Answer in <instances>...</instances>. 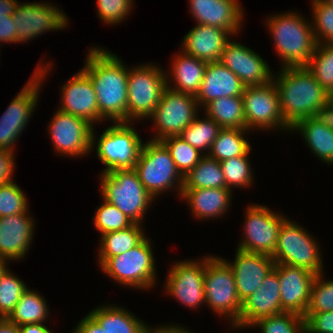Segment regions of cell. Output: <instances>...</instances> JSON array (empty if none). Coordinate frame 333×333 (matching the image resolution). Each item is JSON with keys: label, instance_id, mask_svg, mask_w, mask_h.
Returning a JSON list of instances; mask_svg holds the SVG:
<instances>
[{"label": "cell", "instance_id": "6da1fadb", "mask_svg": "<svg viewBox=\"0 0 333 333\" xmlns=\"http://www.w3.org/2000/svg\"><path fill=\"white\" fill-rule=\"evenodd\" d=\"M82 70L90 77L104 120L127 122L128 70L121 58L107 49L92 46Z\"/></svg>", "mask_w": 333, "mask_h": 333}, {"label": "cell", "instance_id": "7a4b0ae2", "mask_svg": "<svg viewBox=\"0 0 333 333\" xmlns=\"http://www.w3.org/2000/svg\"><path fill=\"white\" fill-rule=\"evenodd\" d=\"M273 80L279 93L284 121L292 127L297 121L314 117L325 106L329 93L307 67H280Z\"/></svg>", "mask_w": 333, "mask_h": 333}, {"label": "cell", "instance_id": "3957f363", "mask_svg": "<svg viewBox=\"0 0 333 333\" xmlns=\"http://www.w3.org/2000/svg\"><path fill=\"white\" fill-rule=\"evenodd\" d=\"M301 15L288 11L266 18L282 68L306 67L317 45L312 23Z\"/></svg>", "mask_w": 333, "mask_h": 333}, {"label": "cell", "instance_id": "277c9868", "mask_svg": "<svg viewBox=\"0 0 333 333\" xmlns=\"http://www.w3.org/2000/svg\"><path fill=\"white\" fill-rule=\"evenodd\" d=\"M100 178L99 190L103 199L115 205L132 222L142 225L154 199L139 180L137 171L118 169L101 173Z\"/></svg>", "mask_w": 333, "mask_h": 333}, {"label": "cell", "instance_id": "5b68a950", "mask_svg": "<svg viewBox=\"0 0 333 333\" xmlns=\"http://www.w3.org/2000/svg\"><path fill=\"white\" fill-rule=\"evenodd\" d=\"M134 169L144 188L154 200L174 187L181 197L184 177L161 141L148 140L142 144Z\"/></svg>", "mask_w": 333, "mask_h": 333}, {"label": "cell", "instance_id": "8992f818", "mask_svg": "<svg viewBox=\"0 0 333 333\" xmlns=\"http://www.w3.org/2000/svg\"><path fill=\"white\" fill-rule=\"evenodd\" d=\"M45 61L41 63L33 72L21 91L11 101L3 115L0 117V150L15 152V143L22 131L25 130L32 113L36 110L41 85H43L46 75L51 70L53 64ZM35 109V110H34ZM24 129V130H23Z\"/></svg>", "mask_w": 333, "mask_h": 333}, {"label": "cell", "instance_id": "52a82bcc", "mask_svg": "<svg viewBox=\"0 0 333 333\" xmlns=\"http://www.w3.org/2000/svg\"><path fill=\"white\" fill-rule=\"evenodd\" d=\"M152 239L145 237L137 246L127 252L108 258L100 269L113 281L136 289L154 288L157 283Z\"/></svg>", "mask_w": 333, "mask_h": 333}, {"label": "cell", "instance_id": "ba28073f", "mask_svg": "<svg viewBox=\"0 0 333 333\" xmlns=\"http://www.w3.org/2000/svg\"><path fill=\"white\" fill-rule=\"evenodd\" d=\"M94 129L91 149L96 145L97 157L105 166L102 173L135 167L143 141L131 122H114L102 131L100 137H97L98 140Z\"/></svg>", "mask_w": 333, "mask_h": 333}, {"label": "cell", "instance_id": "9c48e42d", "mask_svg": "<svg viewBox=\"0 0 333 333\" xmlns=\"http://www.w3.org/2000/svg\"><path fill=\"white\" fill-rule=\"evenodd\" d=\"M318 241L298 223L286 218L279 229L272 258L275 263L306 268L314 274L324 270Z\"/></svg>", "mask_w": 333, "mask_h": 333}, {"label": "cell", "instance_id": "30bf717a", "mask_svg": "<svg viewBox=\"0 0 333 333\" xmlns=\"http://www.w3.org/2000/svg\"><path fill=\"white\" fill-rule=\"evenodd\" d=\"M153 64L132 66L128 70L127 122L148 119L167 87L166 72Z\"/></svg>", "mask_w": 333, "mask_h": 333}, {"label": "cell", "instance_id": "8fae6325", "mask_svg": "<svg viewBox=\"0 0 333 333\" xmlns=\"http://www.w3.org/2000/svg\"><path fill=\"white\" fill-rule=\"evenodd\" d=\"M205 303L217 315L224 316L234 327L239 322L242 302L230 266L222 257L213 256L205 263Z\"/></svg>", "mask_w": 333, "mask_h": 333}, {"label": "cell", "instance_id": "7c38bea8", "mask_svg": "<svg viewBox=\"0 0 333 333\" xmlns=\"http://www.w3.org/2000/svg\"><path fill=\"white\" fill-rule=\"evenodd\" d=\"M198 108L200 109L195 96L166 87L149 117L156 128L155 137L151 140L161 141L169 136L180 135L197 117Z\"/></svg>", "mask_w": 333, "mask_h": 333}, {"label": "cell", "instance_id": "4fadbf2b", "mask_svg": "<svg viewBox=\"0 0 333 333\" xmlns=\"http://www.w3.org/2000/svg\"><path fill=\"white\" fill-rule=\"evenodd\" d=\"M242 99L247 130L291 129L282 116L274 80L261 86L245 87Z\"/></svg>", "mask_w": 333, "mask_h": 333}, {"label": "cell", "instance_id": "5bb4252c", "mask_svg": "<svg viewBox=\"0 0 333 333\" xmlns=\"http://www.w3.org/2000/svg\"><path fill=\"white\" fill-rule=\"evenodd\" d=\"M245 212L244 233L238 245L239 250L250 253L273 255L277 244L279 229L287 218L276 214L265 205L250 204Z\"/></svg>", "mask_w": 333, "mask_h": 333}, {"label": "cell", "instance_id": "9a60e30c", "mask_svg": "<svg viewBox=\"0 0 333 333\" xmlns=\"http://www.w3.org/2000/svg\"><path fill=\"white\" fill-rule=\"evenodd\" d=\"M212 256L194 261V259L177 261L169 268L166 277L165 292L184 306L200 308L205 303L204 275L205 263Z\"/></svg>", "mask_w": 333, "mask_h": 333}, {"label": "cell", "instance_id": "2e32d148", "mask_svg": "<svg viewBox=\"0 0 333 333\" xmlns=\"http://www.w3.org/2000/svg\"><path fill=\"white\" fill-rule=\"evenodd\" d=\"M94 127L83 118L57 110L48 125L54 151L71 158L87 156L93 151Z\"/></svg>", "mask_w": 333, "mask_h": 333}, {"label": "cell", "instance_id": "e0dca14e", "mask_svg": "<svg viewBox=\"0 0 333 333\" xmlns=\"http://www.w3.org/2000/svg\"><path fill=\"white\" fill-rule=\"evenodd\" d=\"M62 11L46 1L18 3L12 15L17 29V43L26 44L28 40L50 30H65L69 20Z\"/></svg>", "mask_w": 333, "mask_h": 333}, {"label": "cell", "instance_id": "ac0fdd59", "mask_svg": "<svg viewBox=\"0 0 333 333\" xmlns=\"http://www.w3.org/2000/svg\"><path fill=\"white\" fill-rule=\"evenodd\" d=\"M219 61L248 86H261L273 80V72L259 54L251 48L229 40Z\"/></svg>", "mask_w": 333, "mask_h": 333}, {"label": "cell", "instance_id": "d6986e66", "mask_svg": "<svg viewBox=\"0 0 333 333\" xmlns=\"http://www.w3.org/2000/svg\"><path fill=\"white\" fill-rule=\"evenodd\" d=\"M279 277L280 302L285 312L305 316L311 299V288L316 274L306 268L275 263Z\"/></svg>", "mask_w": 333, "mask_h": 333}, {"label": "cell", "instance_id": "ffe728a7", "mask_svg": "<svg viewBox=\"0 0 333 333\" xmlns=\"http://www.w3.org/2000/svg\"><path fill=\"white\" fill-rule=\"evenodd\" d=\"M60 89L62 96L58 110L83 118L93 126H96V122H105L99 114L92 81L82 69L68 79Z\"/></svg>", "mask_w": 333, "mask_h": 333}, {"label": "cell", "instance_id": "44dd1931", "mask_svg": "<svg viewBox=\"0 0 333 333\" xmlns=\"http://www.w3.org/2000/svg\"><path fill=\"white\" fill-rule=\"evenodd\" d=\"M233 262L223 259L232 269L236 290L241 302L253 294L264 278L274 269L275 261L271 255L244 252L237 249Z\"/></svg>", "mask_w": 333, "mask_h": 333}, {"label": "cell", "instance_id": "7402d4cb", "mask_svg": "<svg viewBox=\"0 0 333 333\" xmlns=\"http://www.w3.org/2000/svg\"><path fill=\"white\" fill-rule=\"evenodd\" d=\"M197 24L210 25L236 36L242 28L244 10L239 0H189Z\"/></svg>", "mask_w": 333, "mask_h": 333}, {"label": "cell", "instance_id": "603a6c76", "mask_svg": "<svg viewBox=\"0 0 333 333\" xmlns=\"http://www.w3.org/2000/svg\"><path fill=\"white\" fill-rule=\"evenodd\" d=\"M285 312L280 302V282L278 274L272 270L262 285L242 302L239 322L233 327L250 328L257 320Z\"/></svg>", "mask_w": 333, "mask_h": 333}, {"label": "cell", "instance_id": "cb8c5ba5", "mask_svg": "<svg viewBox=\"0 0 333 333\" xmlns=\"http://www.w3.org/2000/svg\"><path fill=\"white\" fill-rule=\"evenodd\" d=\"M34 223L36 222L29 210L22 214L0 217V257L11 262L25 258L32 245Z\"/></svg>", "mask_w": 333, "mask_h": 333}, {"label": "cell", "instance_id": "d4e9b609", "mask_svg": "<svg viewBox=\"0 0 333 333\" xmlns=\"http://www.w3.org/2000/svg\"><path fill=\"white\" fill-rule=\"evenodd\" d=\"M245 85L220 61L208 62L196 100L203 110L210 102L222 97H242Z\"/></svg>", "mask_w": 333, "mask_h": 333}, {"label": "cell", "instance_id": "484cf974", "mask_svg": "<svg viewBox=\"0 0 333 333\" xmlns=\"http://www.w3.org/2000/svg\"><path fill=\"white\" fill-rule=\"evenodd\" d=\"M232 35L221 28L197 24L182 39L185 54L205 62H218Z\"/></svg>", "mask_w": 333, "mask_h": 333}, {"label": "cell", "instance_id": "4316f807", "mask_svg": "<svg viewBox=\"0 0 333 333\" xmlns=\"http://www.w3.org/2000/svg\"><path fill=\"white\" fill-rule=\"evenodd\" d=\"M184 199L197 220L221 218L228 212L232 191L228 188L182 189Z\"/></svg>", "mask_w": 333, "mask_h": 333}, {"label": "cell", "instance_id": "83f0119b", "mask_svg": "<svg viewBox=\"0 0 333 333\" xmlns=\"http://www.w3.org/2000/svg\"><path fill=\"white\" fill-rule=\"evenodd\" d=\"M172 58L174 59L172 60L171 64V74H169V71L165 70L167 72V87L176 92L187 93L196 96L203 80L207 62L187 55L181 50ZM170 77L171 79H169ZM172 81L174 82L173 87L170 84Z\"/></svg>", "mask_w": 333, "mask_h": 333}, {"label": "cell", "instance_id": "f1b7e54d", "mask_svg": "<svg viewBox=\"0 0 333 333\" xmlns=\"http://www.w3.org/2000/svg\"><path fill=\"white\" fill-rule=\"evenodd\" d=\"M290 131L300 132L311 152L326 165H333V129L309 117L297 121Z\"/></svg>", "mask_w": 333, "mask_h": 333}, {"label": "cell", "instance_id": "f546056e", "mask_svg": "<svg viewBox=\"0 0 333 333\" xmlns=\"http://www.w3.org/2000/svg\"><path fill=\"white\" fill-rule=\"evenodd\" d=\"M89 314L105 329L106 333H146L148 325L120 305H100ZM145 323V324H144Z\"/></svg>", "mask_w": 333, "mask_h": 333}, {"label": "cell", "instance_id": "4dcf8cb0", "mask_svg": "<svg viewBox=\"0 0 333 333\" xmlns=\"http://www.w3.org/2000/svg\"><path fill=\"white\" fill-rule=\"evenodd\" d=\"M143 230L141 224L134 223L126 229L101 235L97 257L99 267L108 258L123 254L137 246L146 237Z\"/></svg>", "mask_w": 333, "mask_h": 333}, {"label": "cell", "instance_id": "1f68e13d", "mask_svg": "<svg viewBox=\"0 0 333 333\" xmlns=\"http://www.w3.org/2000/svg\"><path fill=\"white\" fill-rule=\"evenodd\" d=\"M204 112L221 128L246 129L242 97H222L210 102Z\"/></svg>", "mask_w": 333, "mask_h": 333}, {"label": "cell", "instance_id": "d6a6232c", "mask_svg": "<svg viewBox=\"0 0 333 333\" xmlns=\"http://www.w3.org/2000/svg\"><path fill=\"white\" fill-rule=\"evenodd\" d=\"M49 308L45 298L30 288L23 293L8 319L17 326L47 321Z\"/></svg>", "mask_w": 333, "mask_h": 333}, {"label": "cell", "instance_id": "836d02e7", "mask_svg": "<svg viewBox=\"0 0 333 333\" xmlns=\"http://www.w3.org/2000/svg\"><path fill=\"white\" fill-rule=\"evenodd\" d=\"M245 132H251L247 129H227L222 128L207 154L218 162L245 155L251 150L250 143L245 139Z\"/></svg>", "mask_w": 333, "mask_h": 333}, {"label": "cell", "instance_id": "e575fe53", "mask_svg": "<svg viewBox=\"0 0 333 333\" xmlns=\"http://www.w3.org/2000/svg\"><path fill=\"white\" fill-rule=\"evenodd\" d=\"M227 188L220 163L204 155L184 177L183 189Z\"/></svg>", "mask_w": 333, "mask_h": 333}, {"label": "cell", "instance_id": "d590c367", "mask_svg": "<svg viewBox=\"0 0 333 333\" xmlns=\"http://www.w3.org/2000/svg\"><path fill=\"white\" fill-rule=\"evenodd\" d=\"M203 114H205L204 118L197 115L193 122L179 136L201 153L205 151V155H207L222 128L206 113Z\"/></svg>", "mask_w": 333, "mask_h": 333}, {"label": "cell", "instance_id": "8d00e7d4", "mask_svg": "<svg viewBox=\"0 0 333 333\" xmlns=\"http://www.w3.org/2000/svg\"><path fill=\"white\" fill-rule=\"evenodd\" d=\"M168 149L180 174L185 177L205 155L178 136H169L161 140Z\"/></svg>", "mask_w": 333, "mask_h": 333}, {"label": "cell", "instance_id": "74e56055", "mask_svg": "<svg viewBox=\"0 0 333 333\" xmlns=\"http://www.w3.org/2000/svg\"><path fill=\"white\" fill-rule=\"evenodd\" d=\"M329 93H333V44H317L306 66Z\"/></svg>", "mask_w": 333, "mask_h": 333}, {"label": "cell", "instance_id": "f35d334b", "mask_svg": "<svg viewBox=\"0 0 333 333\" xmlns=\"http://www.w3.org/2000/svg\"><path fill=\"white\" fill-rule=\"evenodd\" d=\"M249 150L245 155L236 156L220 163L222 172L226 180V186L232 191L233 188L251 187L254 182L253 170L249 162Z\"/></svg>", "mask_w": 333, "mask_h": 333}, {"label": "cell", "instance_id": "ab89813d", "mask_svg": "<svg viewBox=\"0 0 333 333\" xmlns=\"http://www.w3.org/2000/svg\"><path fill=\"white\" fill-rule=\"evenodd\" d=\"M250 327H258L262 333H305V319L296 313L282 312L261 318Z\"/></svg>", "mask_w": 333, "mask_h": 333}, {"label": "cell", "instance_id": "60d3db41", "mask_svg": "<svg viewBox=\"0 0 333 333\" xmlns=\"http://www.w3.org/2000/svg\"><path fill=\"white\" fill-rule=\"evenodd\" d=\"M312 29L317 44H333V6L325 0H312Z\"/></svg>", "mask_w": 333, "mask_h": 333}, {"label": "cell", "instance_id": "b9f144b4", "mask_svg": "<svg viewBox=\"0 0 333 333\" xmlns=\"http://www.w3.org/2000/svg\"><path fill=\"white\" fill-rule=\"evenodd\" d=\"M94 227L101 235L126 229L134 224L115 205L103 199V203L97 207L94 218Z\"/></svg>", "mask_w": 333, "mask_h": 333}, {"label": "cell", "instance_id": "7bdbcfd3", "mask_svg": "<svg viewBox=\"0 0 333 333\" xmlns=\"http://www.w3.org/2000/svg\"><path fill=\"white\" fill-rule=\"evenodd\" d=\"M27 285L9 269L0 278V318H8L27 290Z\"/></svg>", "mask_w": 333, "mask_h": 333}, {"label": "cell", "instance_id": "ee69618b", "mask_svg": "<svg viewBox=\"0 0 333 333\" xmlns=\"http://www.w3.org/2000/svg\"><path fill=\"white\" fill-rule=\"evenodd\" d=\"M28 199L14 181L0 185V217L27 212Z\"/></svg>", "mask_w": 333, "mask_h": 333}, {"label": "cell", "instance_id": "f6af8a7d", "mask_svg": "<svg viewBox=\"0 0 333 333\" xmlns=\"http://www.w3.org/2000/svg\"><path fill=\"white\" fill-rule=\"evenodd\" d=\"M324 273L315 275L311 288L310 304L306 313L333 311V279L324 280Z\"/></svg>", "mask_w": 333, "mask_h": 333}, {"label": "cell", "instance_id": "bcb514c9", "mask_svg": "<svg viewBox=\"0 0 333 333\" xmlns=\"http://www.w3.org/2000/svg\"><path fill=\"white\" fill-rule=\"evenodd\" d=\"M133 0H97V14L105 24H120L133 9Z\"/></svg>", "mask_w": 333, "mask_h": 333}, {"label": "cell", "instance_id": "7dc6e473", "mask_svg": "<svg viewBox=\"0 0 333 333\" xmlns=\"http://www.w3.org/2000/svg\"><path fill=\"white\" fill-rule=\"evenodd\" d=\"M18 3L17 0H0V42L2 43H17V29L12 15Z\"/></svg>", "mask_w": 333, "mask_h": 333}, {"label": "cell", "instance_id": "c3c4849f", "mask_svg": "<svg viewBox=\"0 0 333 333\" xmlns=\"http://www.w3.org/2000/svg\"><path fill=\"white\" fill-rule=\"evenodd\" d=\"M305 333H333V311L306 313Z\"/></svg>", "mask_w": 333, "mask_h": 333}, {"label": "cell", "instance_id": "681fc988", "mask_svg": "<svg viewBox=\"0 0 333 333\" xmlns=\"http://www.w3.org/2000/svg\"><path fill=\"white\" fill-rule=\"evenodd\" d=\"M15 153L8 150H0V185L13 181L15 169Z\"/></svg>", "mask_w": 333, "mask_h": 333}, {"label": "cell", "instance_id": "f907efd6", "mask_svg": "<svg viewBox=\"0 0 333 333\" xmlns=\"http://www.w3.org/2000/svg\"><path fill=\"white\" fill-rule=\"evenodd\" d=\"M72 333H106L105 329L88 313L77 326H75Z\"/></svg>", "mask_w": 333, "mask_h": 333}, {"label": "cell", "instance_id": "816d5d0a", "mask_svg": "<svg viewBox=\"0 0 333 333\" xmlns=\"http://www.w3.org/2000/svg\"><path fill=\"white\" fill-rule=\"evenodd\" d=\"M314 118L326 125L328 128L333 129V107L329 103L319 108L316 111Z\"/></svg>", "mask_w": 333, "mask_h": 333}, {"label": "cell", "instance_id": "f5cc1de1", "mask_svg": "<svg viewBox=\"0 0 333 333\" xmlns=\"http://www.w3.org/2000/svg\"><path fill=\"white\" fill-rule=\"evenodd\" d=\"M146 333H194L191 332L188 329H186V326L183 328L182 326H179L178 324H170V325H162V326H156V327H151L148 325L147 332Z\"/></svg>", "mask_w": 333, "mask_h": 333}, {"label": "cell", "instance_id": "db71d44e", "mask_svg": "<svg viewBox=\"0 0 333 333\" xmlns=\"http://www.w3.org/2000/svg\"><path fill=\"white\" fill-rule=\"evenodd\" d=\"M21 333H53L44 323L19 326Z\"/></svg>", "mask_w": 333, "mask_h": 333}, {"label": "cell", "instance_id": "11a10c76", "mask_svg": "<svg viewBox=\"0 0 333 333\" xmlns=\"http://www.w3.org/2000/svg\"><path fill=\"white\" fill-rule=\"evenodd\" d=\"M0 333H21L20 327L8 318H0Z\"/></svg>", "mask_w": 333, "mask_h": 333}, {"label": "cell", "instance_id": "9f6ffc18", "mask_svg": "<svg viewBox=\"0 0 333 333\" xmlns=\"http://www.w3.org/2000/svg\"><path fill=\"white\" fill-rule=\"evenodd\" d=\"M7 262H10L9 260L5 259V258H2L0 257V278L6 273V271H8V266Z\"/></svg>", "mask_w": 333, "mask_h": 333}, {"label": "cell", "instance_id": "6f0895ef", "mask_svg": "<svg viewBox=\"0 0 333 333\" xmlns=\"http://www.w3.org/2000/svg\"><path fill=\"white\" fill-rule=\"evenodd\" d=\"M328 103L333 107V93L329 94V100Z\"/></svg>", "mask_w": 333, "mask_h": 333}, {"label": "cell", "instance_id": "680465c9", "mask_svg": "<svg viewBox=\"0 0 333 333\" xmlns=\"http://www.w3.org/2000/svg\"><path fill=\"white\" fill-rule=\"evenodd\" d=\"M326 2H328L331 6H333V0H325Z\"/></svg>", "mask_w": 333, "mask_h": 333}]
</instances>
